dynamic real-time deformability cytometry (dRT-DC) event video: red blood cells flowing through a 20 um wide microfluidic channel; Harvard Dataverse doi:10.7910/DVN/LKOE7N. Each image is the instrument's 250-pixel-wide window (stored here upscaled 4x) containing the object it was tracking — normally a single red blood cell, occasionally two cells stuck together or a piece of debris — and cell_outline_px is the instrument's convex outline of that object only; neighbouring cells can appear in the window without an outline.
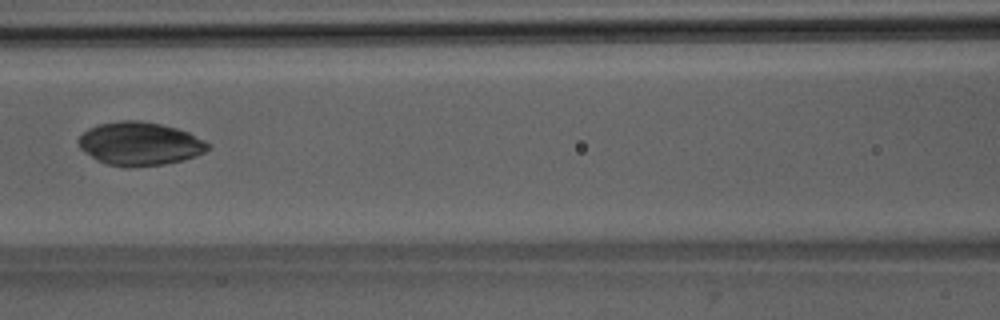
{"species": "Egyptian fruit bat (a non-hibernating species)", "species_latin": "Rousettus aegyptiacus", "temperature_condition": "room temperature", "stored_images_in_passage": 6, "camera_frame_rate_fps": 3000, "um_per_image_px": 0.085, "animal": {"sex": "male"}, "frame": {"image": 1, "passage_image": 5, "time_ms": 4.667, "image_size_px": [1000, 320], "cell_outline_px": [[212, 144], [204, 152], [196, 156], [184, 160], [164, 164], [124, 168], [108, 164], [96, 160], [80, 148], [76, 140], [88, 128], [100, 124], [120, 120], [140, 120], [160, 124], [176, 128], [188, 132]], "centroid_in_image_um": [11.87, 12.22], "position_along_channel_um": 154.7, "area_um2": 32.83}}